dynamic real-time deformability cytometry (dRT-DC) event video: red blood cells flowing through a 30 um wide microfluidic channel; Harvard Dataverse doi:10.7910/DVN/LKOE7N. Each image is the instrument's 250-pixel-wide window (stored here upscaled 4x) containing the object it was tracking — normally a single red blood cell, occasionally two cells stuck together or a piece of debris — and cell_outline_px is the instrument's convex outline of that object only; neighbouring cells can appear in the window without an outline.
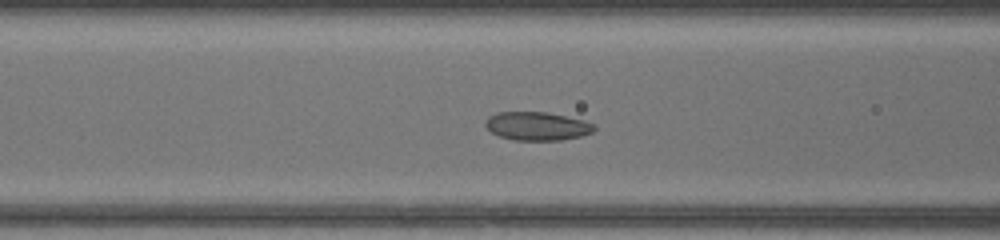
{"species": "common noctule bat (a hibernating species)", "species_latin": "Nyctalus noctula", "temperature_condition": "warm", "stored_images_in_passage": 43, "camera_frame_rate_fps": 3000, "um_per_image_px": 0.085, "animal": {"sex": "female", "body_mass_g": 17.0, "forearm_length_mm": 48.0}, "frame": {"image": 1, "passage_image": 16, "time_ms": 5.0, "image_size_px": [1000, 240], "cell_outline_px": [[596, 128], [592, 132], [580, 136], [560, 140], [516, 140], [500, 136], [492, 132], [484, 124], [484, 120], [488, 116], [496, 112], [548, 112], [584, 120], [596, 124]], "centroid_in_image_um": [45.66, 10.7], "position_along_channel_um": 120.9, "area_um2": 18.09}}
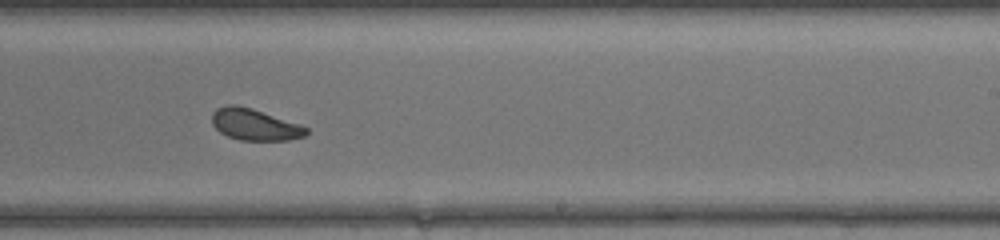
{"frame": {"image": 2, "passage_image": 26, "time_ms": 8.333, "image_size_px": [1000, 240], "cell_outline_px": [[308, 132], [304, 136], [288, 140], [240, 140], [228, 136], [220, 132], [212, 124], [212, 112], [216, 108], [228, 104], [236, 104], [252, 108], [300, 124], [308, 128]], "centroid_in_image_um": [21.63, 10.57], "position_along_channel_um": 267.4, "area_um2": 17.34}}
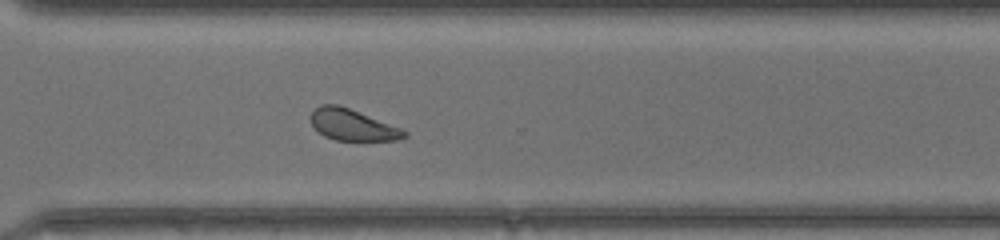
{"frame": {"image": 3, "passage_image": 31, "time_ms": 10.0, "image_size_px": [1000, 240], "cell_outline_px": [[408, 136], [400, 140], [336, 140], [324, 136], [312, 124], [312, 112], [316, 108], [324, 104], [336, 104], [348, 108], [400, 128], [408, 132]], "centroid_in_image_um": [29.99, 10.63], "position_along_channel_um": 340.6, "area_um2": 16.59}, "authors_computed_cell_mechanics": {"area_um2": 18.6694, "velocity_mm_per_s": 4.3983, "shape_relaxation_time_tau1_ms": 3.5828, "shape_relaxation_time_tau2_ms": null, "deformation_change_tau1": 0.0924, "deformation_change_tau2": null}}